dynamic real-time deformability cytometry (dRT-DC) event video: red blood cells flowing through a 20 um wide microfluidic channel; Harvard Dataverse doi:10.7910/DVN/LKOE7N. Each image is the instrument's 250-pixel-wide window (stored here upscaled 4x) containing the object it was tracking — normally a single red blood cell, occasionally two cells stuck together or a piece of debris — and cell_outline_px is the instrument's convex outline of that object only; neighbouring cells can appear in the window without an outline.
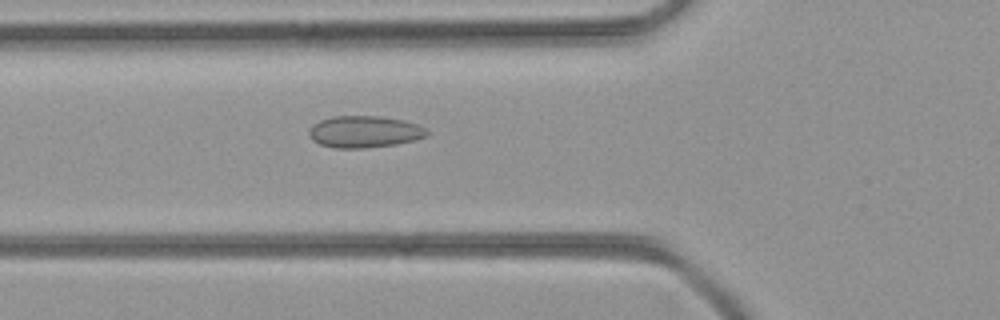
{"species": "common noctule bat (a hibernating species)", "species_latin": "Nyctalus noctula", "temperature_condition": "room temperature", "stored_images_in_passage": 40, "camera_frame_rate_fps": 3000, "um_per_image_px": 0.085, "animal": {"sex": "female", "body_mass_g": 21.9}, "frame": {"image": 1, "passage_image": 12, "time_ms": 3.667, "image_size_px": [1000, 320], "cell_outline_px": [[428, 136], [416, 140], [396, 144], [364, 148], [336, 148], [320, 144], [312, 140], [308, 136], [308, 132], [312, 124], [320, 120], [332, 116], [380, 116], [404, 120], [416, 124], [424, 128], [428, 132]], "centroid_in_image_um": [30.96, 11.2], "position_along_channel_um": 94.8, "area_um2": 21.96}}
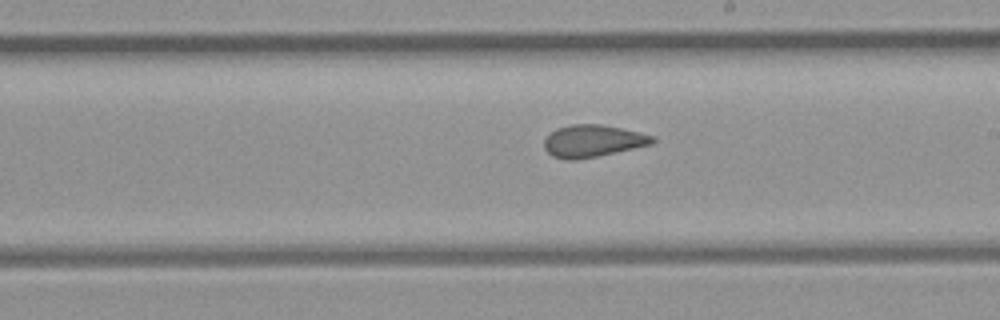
{"frame": {"image": 2, "passage_image": 21, "time_ms": 6.667, "image_size_px": [1000, 320], "cell_outline_px": [[656, 140], [652, 144], [596, 156], [576, 160], [568, 160], [552, 156], [544, 148], [544, 140], [556, 128], [572, 124], [600, 124], [620, 128], [656, 136]], "centroid_in_image_um": [50.38, 11.98], "position_along_channel_um": 238.6, "area_um2": 20.11}}
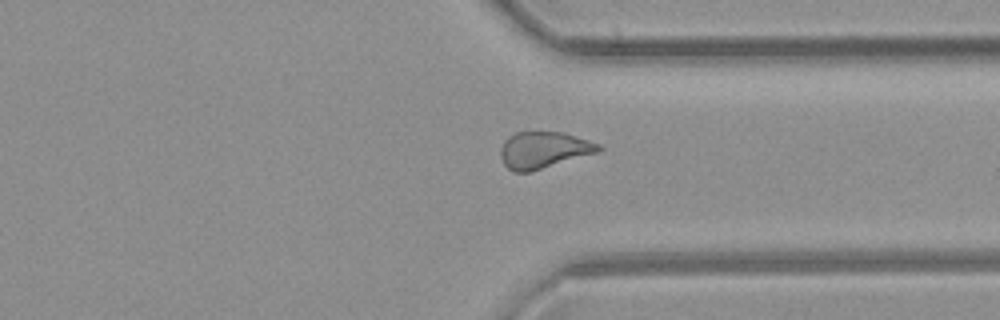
{"frame": {"image": 3, "passage_image": 29, "time_ms": 9.333, "image_size_px": [1000, 320], "cell_outline_px": [[604, 148], [596, 152], [532, 172], [512, 172], [504, 164], [500, 156], [500, 148], [504, 140], [508, 136], [516, 132], [560, 132], [588, 140], [600, 144]], "centroid_in_image_um": [46.16, 12.76], "position_along_channel_um": 365.2, "area_um2": 20.87}}